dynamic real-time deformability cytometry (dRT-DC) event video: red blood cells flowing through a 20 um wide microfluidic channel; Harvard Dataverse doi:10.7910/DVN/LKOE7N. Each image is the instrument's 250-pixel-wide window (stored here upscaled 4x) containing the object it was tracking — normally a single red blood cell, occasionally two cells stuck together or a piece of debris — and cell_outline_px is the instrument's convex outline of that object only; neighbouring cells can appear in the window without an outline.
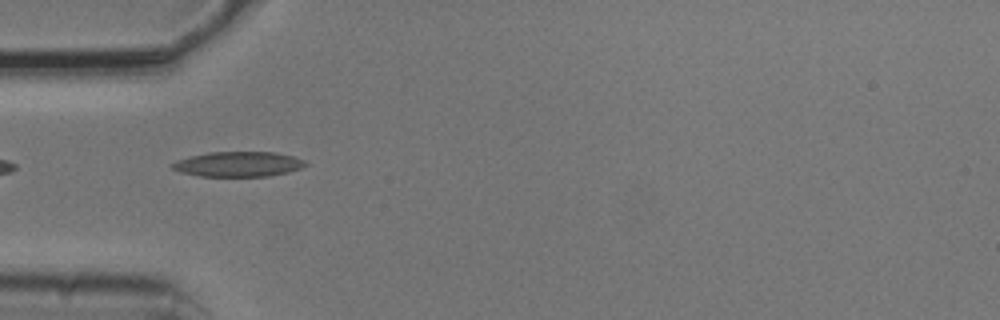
{"species": "common noctule bat (a hibernating species)", "species_latin": "Nyctalus noctula", "temperature_condition": "cold", "stored_images_in_passage": 4, "camera_frame_rate_fps": 3000, "um_per_image_px": 0.085, "animal": {"sex": "male", "body_mass_g": 20.5, "forearm_length_mm": 52.5}, "frame": {"image": 1, "passage_image": 2, "time_ms": 0.333, "image_size_px": [1000, 320], "cell_outline_px": [[308, 164], [300, 168], [288, 172], [268, 176], [200, 176], [180, 172], [172, 168], [172, 164], [176, 160], [208, 152], [276, 152], [292, 156], [304, 160]], "centroid_in_image_um": [20.26, 13.95], "position_along_channel_um": 64.7, "area_um2": 19.31}}
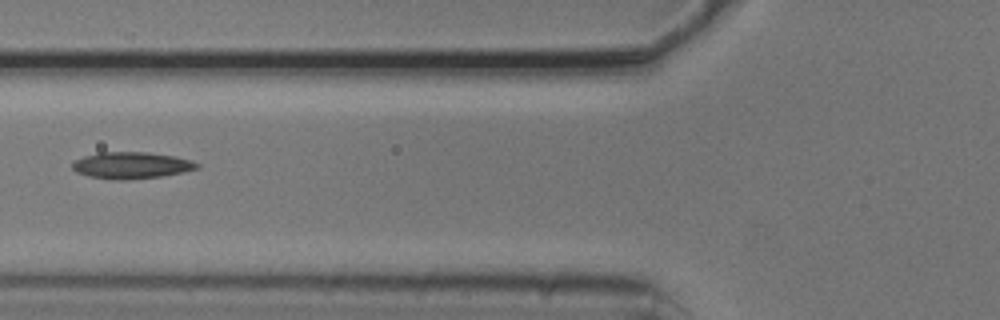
{"frame": {"image": 2, "passage_image": 3, "time_ms": 0.667, "image_size_px": [1000, 320], "cell_outline_px": [[200, 168], [184, 172], [160, 176], [128, 180], [120, 180], [88, 176], [76, 172], [72, 168], [72, 164], [76, 160], [84, 156], [100, 152], [148, 152], [176, 156], [192, 160], [200, 164]], "centroid_in_image_um": [11.21, 14.05], "position_along_channel_um": 114.6, "area_um2": 19.42}}
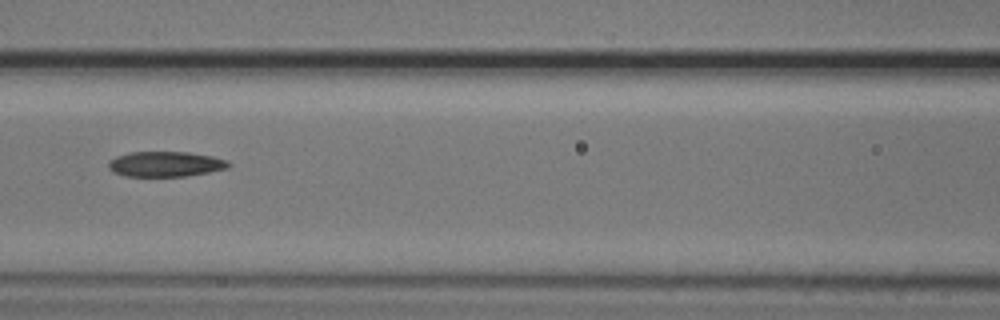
{"frame": {"image": 3, "passage_image": 4, "time_ms": 1.0, "image_size_px": [1000, 320], "cell_outline_px": [[232, 164], [228, 168], [208, 172], [184, 176], [124, 176], [112, 172], [108, 168], [108, 160], [116, 156], [128, 152], [188, 152], [212, 156], [228, 160]], "centroid_in_image_um": [14.04, 13.94], "position_along_channel_um": 152.6, "area_um2": 17.8}}